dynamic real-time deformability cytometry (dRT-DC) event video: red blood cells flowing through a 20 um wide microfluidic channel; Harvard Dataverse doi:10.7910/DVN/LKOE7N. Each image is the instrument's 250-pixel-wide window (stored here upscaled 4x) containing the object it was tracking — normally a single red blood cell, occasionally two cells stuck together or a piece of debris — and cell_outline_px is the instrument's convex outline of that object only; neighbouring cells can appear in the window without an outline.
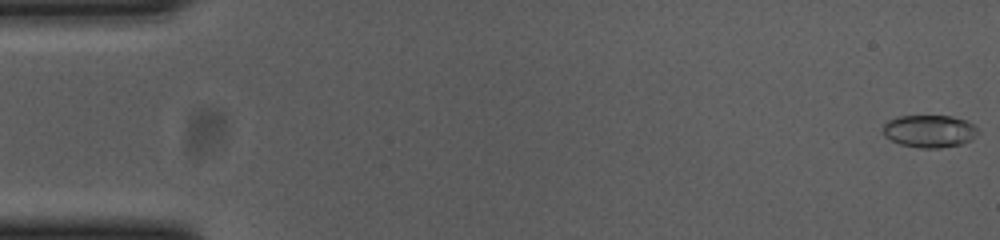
{"species": "common noctule bat (a hibernating species)", "species_latin": "Nyctalus noctula", "temperature_condition": "cold", "stored_images_in_passage": 56, "camera_frame_rate_fps": 3000, "um_per_image_px": 0.085, "animal": {"sex": "female", "body_mass_g": 23.0, "forearm_length_mm": 53.4}, "frame": {"image": 1, "passage_image": 1, "time_ms": 0.0, "image_size_px": [1000, 240], "cell_outline_px": [[980, 132], [972, 140], [964, 144], [940, 148], [920, 148], [900, 144], [884, 136], [884, 124], [888, 120], [896, 116], [952, 116], [968, 120]], "centroid_in_image_um": [79.04, 11.15], "position_along_channel_um": 6.0, "area_um2": 18.21}}
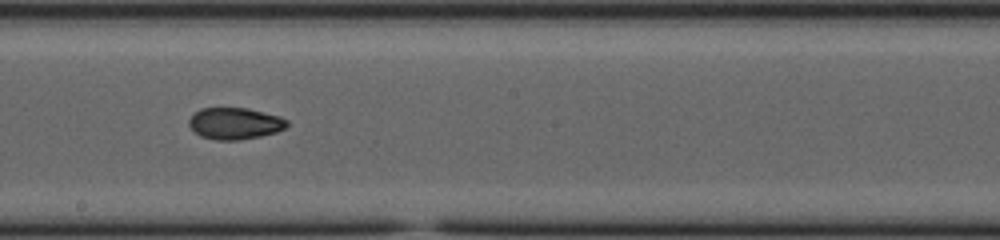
{"frame": {"image": 2, "passage_image": 31, "time_ms": 10.0, "image_size_px": [1000, 240], "cell_outline_px": [[288, 124], [284, 128], [276, 132], [260, 136], [240, 140], [216, 140], [200, 136], [188, 124], [188, 120], [200, 108], [248, 108], [280, 116], [288, 120]], "centroid_in_image_um": [19.97, 10.49], "position_along_channel_um": 228.2, "area_um2": 18.03}}
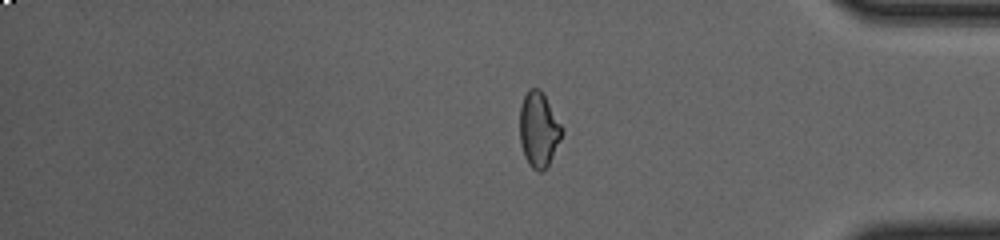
{"frame": {"image": 3, "passage_image": 46, "time_ms": 15.0, "image_size_px": [1000, 240], "cell_outline_px": [[564, 132], [548, 164], [540, 172], [532, 168], [528, 164], [524, 156], [520, 144], [520, 108], [524, 96], [528, 88], [540, 88], [564, 128]], "centroid_in_image_um": [45.79, 10.99], "position_along_channel_um": 389.4, "area_um2": 18.44}, "authors_computed_cell_mechanics": {"area_um2": 18.2359, "velocity_mm_per_s": 3.6855, "shape_relaxation_time_tau1_ms": 9.7094, "shape_relaxation_time_tau2_ms": 3.066, "deformation_change_tau1": 0.2046, "deformation_change_tau2": 0.0685}}